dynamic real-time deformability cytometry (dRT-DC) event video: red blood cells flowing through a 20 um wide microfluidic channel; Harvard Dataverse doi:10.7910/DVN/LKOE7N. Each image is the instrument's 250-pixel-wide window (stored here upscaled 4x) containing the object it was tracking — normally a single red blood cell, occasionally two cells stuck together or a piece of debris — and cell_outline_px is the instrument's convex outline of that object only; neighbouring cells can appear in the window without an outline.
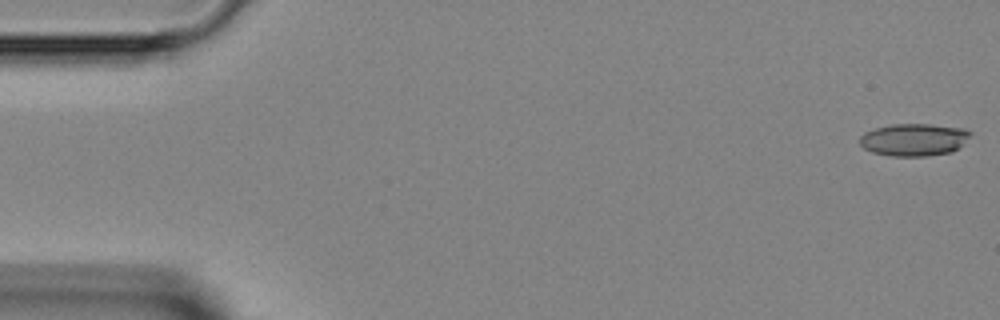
{"species": "Egyptian fruit bat (a non-hibernating species)", "species_latin": "Rousettus aegyptiacus", "temperature_condition": "room temperature", "stored_images_in_passage": 41, "camera_frame_rate_fps": 3000, "um_per_image_px": 0.085, "animal": {"sex": "female"}, "frame": {"image": 1, "passage_image": 1, "time_ms": 0.0, "image_size_px": [1000, 320], "cell_outline_px": [[972, 132], [952, 152], [928, 156], [892, 156], [872, 152], [864, 148], [860, 144], [860, 136], [864, 132], [876, 128], [892, 124], [932, 124], [964, 128]], "centroid_in_image_um": [77.65, 11.87], "position_along_channel_um": 7.4, "area_um2": 20.75}}
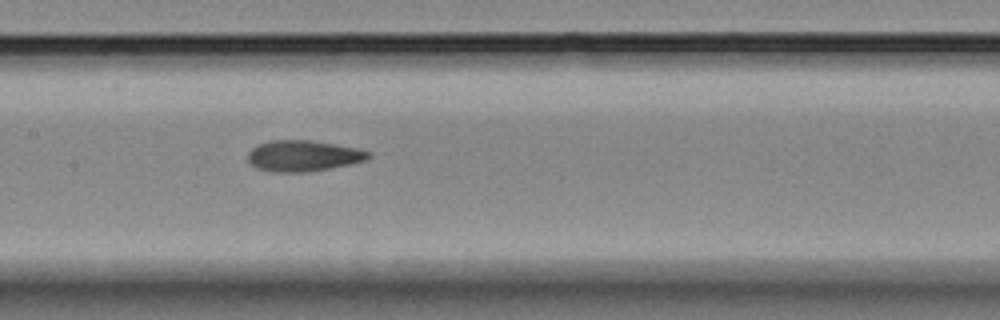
{"frame": {"image": 2, "passage_image": 22, "time_ms": 7.0, "image_size_px": [1000, 320], "cell_outline_px": [[372, 156], [364, 160], [348, 164], [328, 168], [304, 172], [272, 172], [256, 168], [248, 160], [248, 152], [256, 144], [272, 140], [312, 140], [360, 148], [372, 152]], "centroid_in_image_um": [25.77, 13.23], "position_along_channel_um": 181.6, "area_um2": 21.85}}
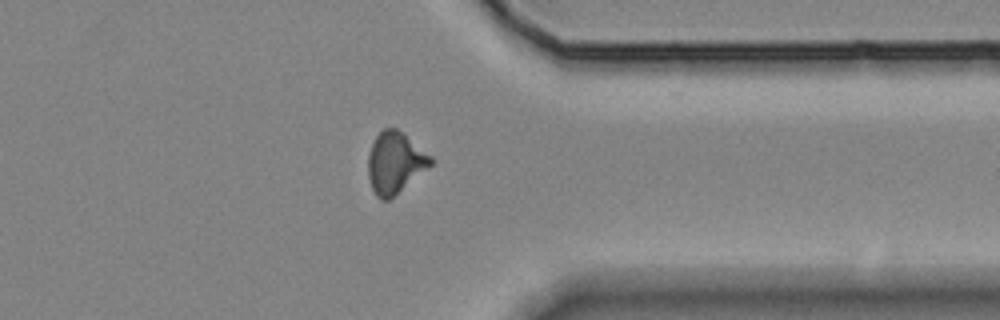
{"frame": {"image": 3, "passage_image": 36, "time_ms": 11.667, "image_size_px": [1000, 320], "cell_outline_px": [[436, 160], [432, 164], [388, 200], [380, 200], [376, 196], [372, 188], [368, 176], [368, 156], [372, 144], [376, 136], [384, 128], [396, 128], [432, 156]], "centroid_in_image_um": [33.57, 13.82], "position_along_channel_um": 377.8, "area_um2": 22.02}}